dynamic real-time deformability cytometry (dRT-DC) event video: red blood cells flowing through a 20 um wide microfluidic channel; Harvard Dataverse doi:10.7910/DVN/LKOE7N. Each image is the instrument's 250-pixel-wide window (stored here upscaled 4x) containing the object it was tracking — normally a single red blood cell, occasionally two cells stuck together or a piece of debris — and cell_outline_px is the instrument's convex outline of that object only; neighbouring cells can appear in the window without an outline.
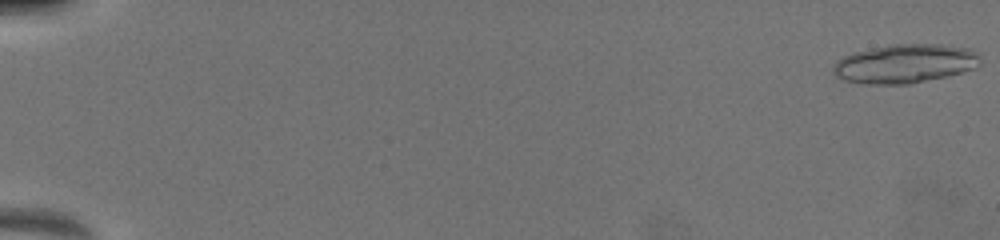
{"species": "common noctule bat (a hibernating species)", "species_latin": "Nyctalus noctula", "temperature_condition": "warm", "stored_images_in_passage": 42, "camera_frame_rate_fps": 3000, "um_per_image_px": 0.085, "animal": {"sex": "female", "body_mass_g": 19.5, "forearm_length_mm": 54.1}, "frame": {"image": 1, "passage_image": 1, "time_ms": 0.0, "image_size_px": [1000, 240], "cell_outline_px": [[980, 64], [976, 68], [912, 84], [860, 84], [844, 80], [836, 76], [832, 72], [832, 68], [836, 60], [852, 52], [888, 44], [940, 44], [972, 48], [980, 52]], "centroid_in_image_um": [76.91, 5.4], "position_along_channel_um": 8.1, "area_um2": 33.87}}